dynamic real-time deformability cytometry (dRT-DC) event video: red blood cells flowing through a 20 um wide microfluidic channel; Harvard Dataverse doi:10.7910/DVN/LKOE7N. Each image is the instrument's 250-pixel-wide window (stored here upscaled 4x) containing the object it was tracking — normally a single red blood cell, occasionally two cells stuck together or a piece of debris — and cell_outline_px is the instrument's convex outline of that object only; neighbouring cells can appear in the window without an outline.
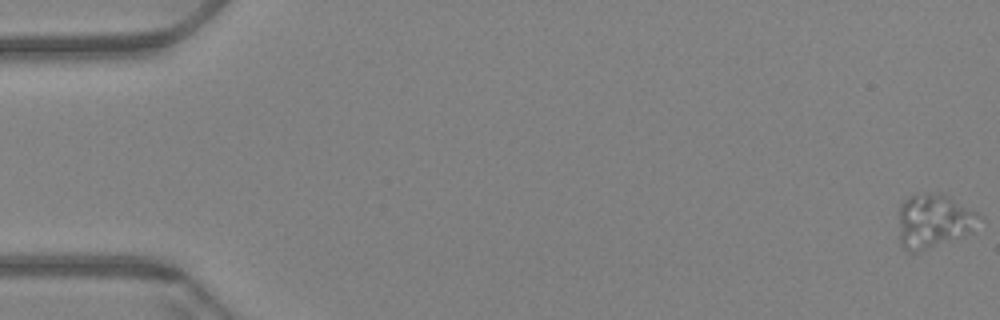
{"species": "Egyptian fruit bat (a non-hibernating species)", "species_latin": "Rousettus aegyptiacus", "temperature_condition": "warm", "stored_images_in_passage": 62, "camera_frame_rate_fps": 3000, "um_per_image_px": 0.085, "animal": {"sex": "female"}, "frame": {"image": 1, "passage_image": 1, "time_ms": 0.0, "image_size_px": [1000, 320], "cell_outline_px": [[984, 220], [964, 236], [916, 252], [908, 252], [900, 244], [900, 204], [908, 196], [940, 192], [948, 196], [984, 216]], "centroid_in_image_um": [79.41, 18.78], "position_along_channel_um": 5.6, "area_um2": 25.26}}
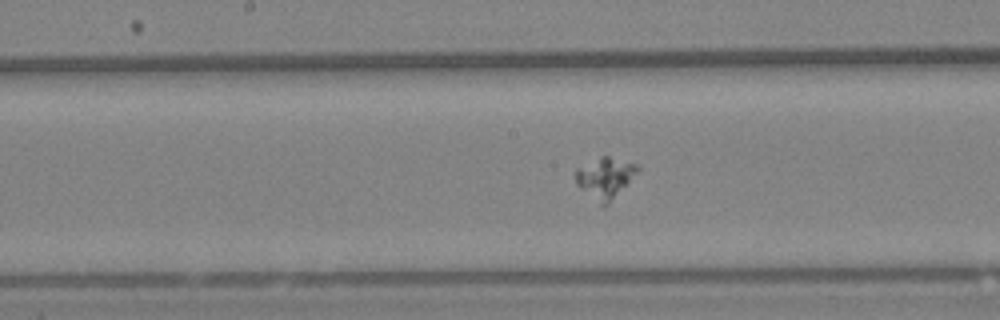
{"frame": {"image": 2, "passage_image": 33, "time_ms": 10.667, "image_size_px": [1000, 320], "cell_outline_px": [[640, 168], [608, 204], [604, 208], [580, 188], [576, 184], [576, 168], [600, 156], [608, 156], [636, 164]], "centroid_in_image_um": [51.39, 15.11], "position_along_channel_um": 196.8, "area_um2": 14.39}}
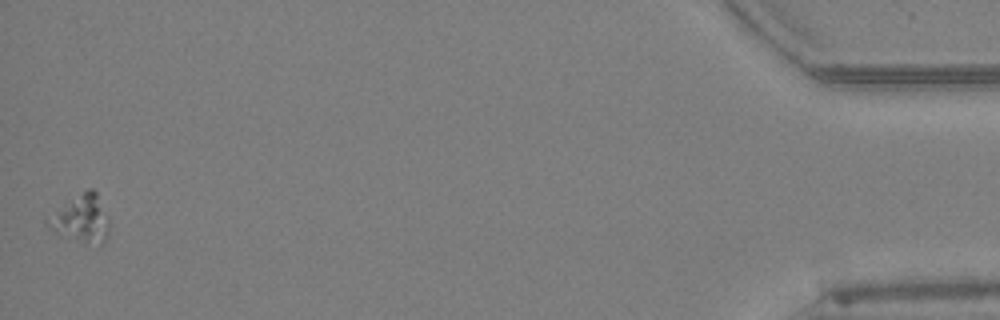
{"frame": {"image": 3, "passage_image": 62, "time_ms": 20.333, "image_size_px": [1000, 320], "cell_outline_px": [[108, 236], [104, 244], [84, 244], [60, 236], [48, 228], [44, 220], [88, 188], [92, 188], [96, 192], [108, 224]], "centroid_in_image_um": [6.88, 18.69], "position_along_channel_um": 428.3, "area_um2": 16.59}}